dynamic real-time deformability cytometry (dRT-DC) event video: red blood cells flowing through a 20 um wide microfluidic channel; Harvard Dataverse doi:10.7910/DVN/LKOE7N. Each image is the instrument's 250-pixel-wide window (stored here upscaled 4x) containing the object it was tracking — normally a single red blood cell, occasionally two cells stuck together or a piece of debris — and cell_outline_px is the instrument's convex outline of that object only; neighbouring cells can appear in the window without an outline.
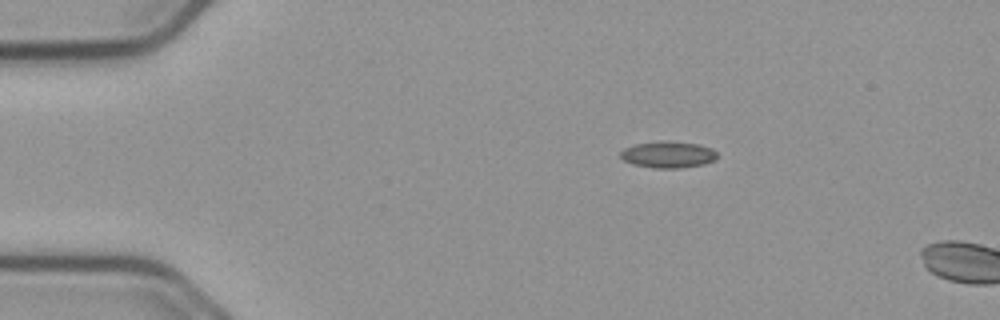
{"species": "common noctule bat (a hibernating species)", "species_latin": "Nyctalus noctula", "temperature_condition": "cold", "stored_images_in_passage": 45, "camera_frame_rate_fps": 3000, "um_per_image_px": 0.085, "animal": {"sex": "male", "body_mass_g": 23.1, "forearm_length_mm": 52.7}, "frame": {"image": 1, "passage_image": 1, "time_ms": 0.0, "image_size_px": [1000, 320], "cell_outline_px": [[716, 160], [704, 164], [680, 168], [652, 168], [632, 164], [624, 160], [620, 156], [620, 152], [624, 148], [636, 144], [656, 140], [668, 140], [700, 144], [712, 148], [716, 152]], "centroid_in_image_um": [56.79, 13.12], "position_along_channel_um": 28.2, "area_um2": 15.26}}
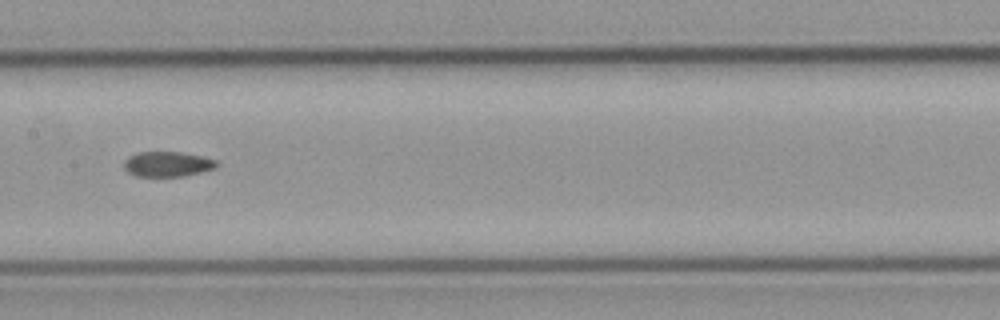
{"frame": {"image": 2, "passage_image": 19, "time_ms": 6.0, "image_size_px": [1000, 320], "cell_outline_px": [[220, 164], [216, 168], [184, 176], [136, 176], [128, 172], [124, 168], [124, 160], [128, 156], [140, 152], [180, 152], [204, 156], [216, 160]], "centroid_in_image_um": [14.26, 13.94], "position_along_channel_um": 193.1, "area_um2": 13.64}}
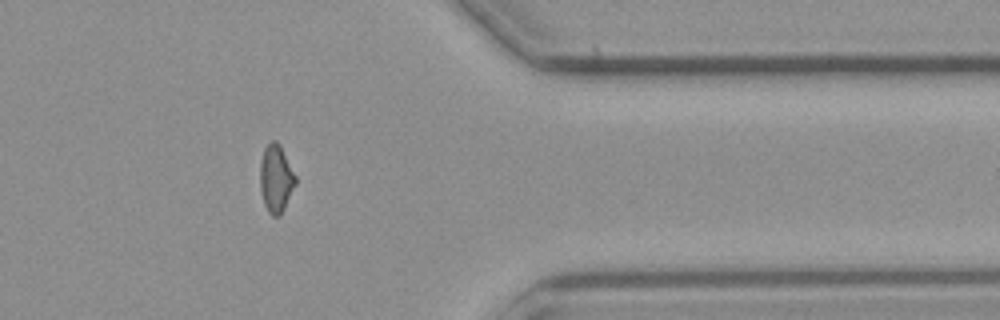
{"frame": {"image": 3, "passage_image": 36, "time_ms": 11.667, "image_size_px": [1000, 320], "cell_outline_px": [[296, 184], [280, 216], [272, 216], [268, 212], [264, 204], [260, 188], [260, 164], [264, 148], [272, 140], [276, 140], [280, 144], [296, 176]], "centroid_in_image_um": [23.46, 15.17], "position_along_channel_um": 387.9, "area_um2": 13.99}}